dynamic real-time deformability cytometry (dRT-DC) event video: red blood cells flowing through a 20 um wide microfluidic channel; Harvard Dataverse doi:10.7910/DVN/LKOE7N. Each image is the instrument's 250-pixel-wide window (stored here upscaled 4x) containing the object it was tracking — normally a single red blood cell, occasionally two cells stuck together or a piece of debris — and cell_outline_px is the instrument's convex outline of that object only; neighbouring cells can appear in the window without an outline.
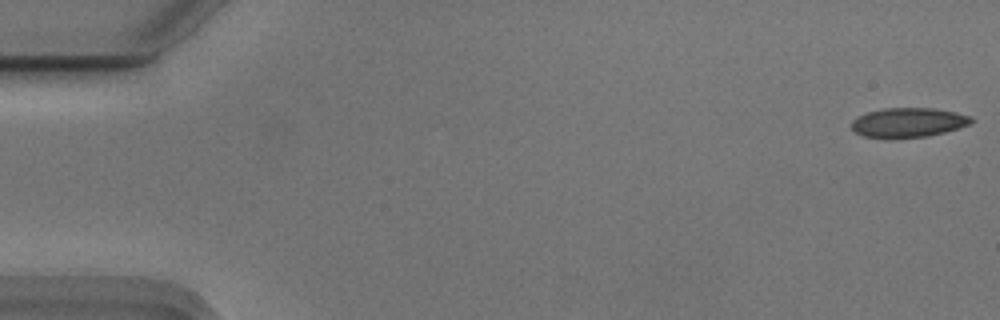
{"species": "Egyptian fruit bat (a non-hibernating species)", "species_latin": "Rousettus aegyptiacus", "temperature_condition": "cold", "stored_images_in_passage": 15, "camera_frame_rate_fps": 3000, "um_per_image_px": 0.085, "animal": {"sex": "male"}, "frame": {"image": 1, "passage_image": 1, "time_ms": 0.0, "image_size_px": [1000, 320], "cell_outline_px": [[972, 120], [968, 124], [944, 132], [928, 136], [864, 136], [856, 132], [852, 128], [852, 120], [856, 116], [868, 112], [884, 108], [932, 108], [956, 112], [972, 116]], "centroid_in_image_um": [77.2, 10.37], "position_along_channel_um": 7.8, "area_um2": 19.88}}
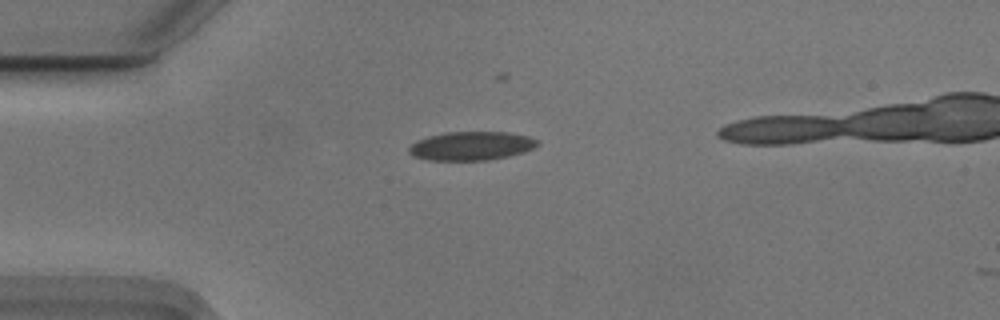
{"frame": {"image": 2, "passage_image": 14, "time_ms": 4.333, "image_size_px": [1000, 320], "cell_outline_px": [[540, 144], [524, 152], [508, 156], [488, 160], [428, 160], [412, 156], [408, 152], [408, 148], [416, 140], [428, 136], [444, 132], [508, 132], [528, 136], [540, 140]], "centroid_in_image_um": [40.05, 12.4], "position_along_channel_um": 44.9, "area_um2": 21.68}}